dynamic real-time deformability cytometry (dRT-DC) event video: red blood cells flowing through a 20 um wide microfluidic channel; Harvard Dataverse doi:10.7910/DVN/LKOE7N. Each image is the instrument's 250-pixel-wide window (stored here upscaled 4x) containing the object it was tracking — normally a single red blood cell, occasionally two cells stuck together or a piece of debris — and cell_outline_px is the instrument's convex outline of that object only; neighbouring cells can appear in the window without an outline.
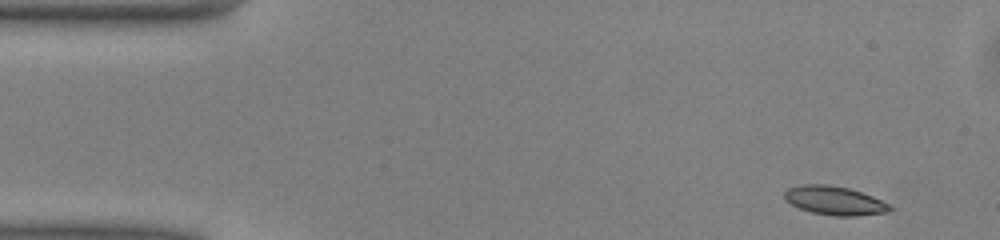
{"species": "common noctule bat (a hibernating species)", "species_latin": "Nyctalus noctula", "temperature_condition": "warm", "stored_images_in_passage": 47, "camera_frame_rate_fps": 3000, "um_per_image_px": 0.085, "animal": {"sex": "male", "body_mass_g": 13.0, "forearm_length_mm": 53.1}, "frame": {"image": 1, "passage_image": 1, "time_ms": 0.0, "image_size_px": [1000, 240], "cell_outline_px": [[892, 208], [884, 212], [856, 216], [836, 216], [812, 212], [800, 208], [784, 200], [784, 192], [788, 188], [804, 184], [828, 184], [848, 188], [872, 196], [888, 204]], "centroid_in_image_um": [70.88, 17.04], "position_along_channel_um": 14.1, "area_um2": 17.4}}
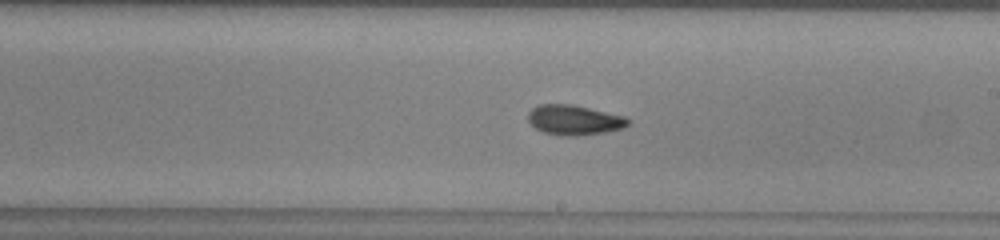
{"frame": {"image": 2, "passage_image": 25, "time_ms": 8.0, "image_size_px": [1000, 240], "cell_outline_px": [[632, 120], [624, 128], [604, 132], [576, 136], [564, 136], [544, 132], [536, 128], [528, 120], [528, 112], [532, 108], [540, 104], [572, 104], [624, 116]], "centroid_in_image_um": [48.82, 10.19], "position_along_channel_um": 240.2, "area_um2": 17.4}}
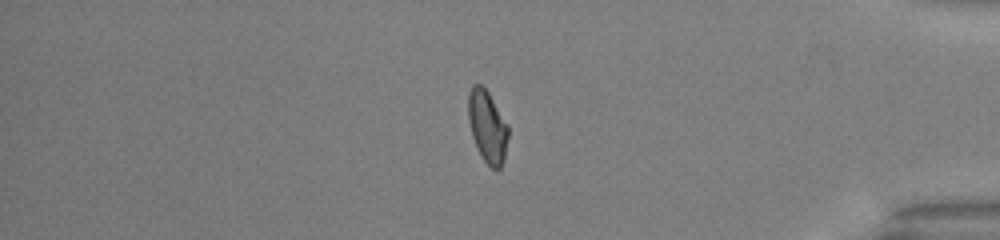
{"frame": {"image": 3, "passage_image": 39, "time_ms": 12.667, "image_size_px": [1000, 240], "cell_outline_px": [[508, 136], [504, 160], [500, 168], [492, 168], [484, 160], [472, 136], [468, 120], [468, 92], [472, 84], [480, 84], [488, 92], [508, 124]], "centroid_in_image_um": [41.42, 10.72], "position_along_channel_um": 393.8, "area_um2": 16.65}, "authors_computed_cell_mechanics": {"area_um2": 17.051, "velocity_mm_per_s": 4.0637, "shape_relaxation_time_tau1_ms": 4.4288, "shape_relaxation_time_tau2_ms": 3.6275, "deformation_change_tau1": 0.1427, "deformation_change_tau2": 0.0945}}